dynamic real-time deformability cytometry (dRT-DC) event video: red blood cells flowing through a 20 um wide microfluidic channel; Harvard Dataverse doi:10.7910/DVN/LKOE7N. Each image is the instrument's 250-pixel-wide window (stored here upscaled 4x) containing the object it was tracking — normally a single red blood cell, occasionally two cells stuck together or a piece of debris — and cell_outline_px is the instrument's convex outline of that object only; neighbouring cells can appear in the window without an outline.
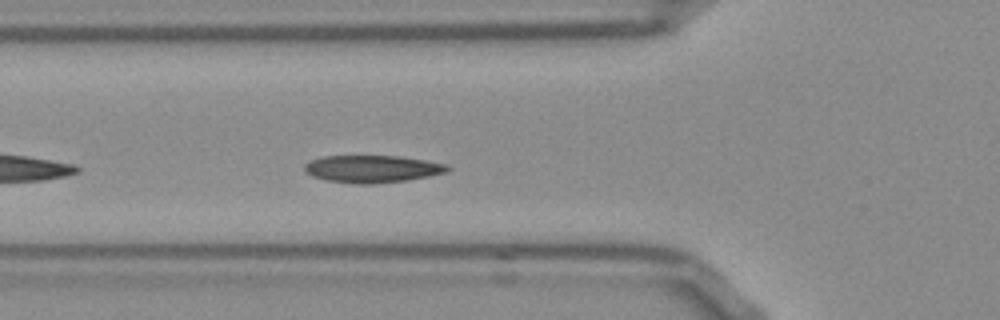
{"species": "Egyptian fruit bat (a non-hibernating species)", "species_latin": "Rousettus aegyptiacus", "temperature_condition": "room temperature", "stored_images_in_passage": 31, "camera_frame_rate_fps": 3000, "um_per_image_px": 0.085, "frame": {"image": 1, "passage_image": 5, "time_ms": 1.333, "image_size_px": [1000, 320], "cell_outline_px": [[452, 168], [448, 172], [408, 180], [372, 184], [356, 184], [328, 180], [312, 176], [304, 168], [304, 164], [312, 160], [324, 156], [400, 156], [448, 164]], "centroid_in_image_um": [31.69, 14.35], "position_along_channel_um": 94.1, "area_um2": 22.72}, "authors_computed_cell_mechanics": {"area_um2": 22.1374, "velocity_mm_per_s": 3.7854, "shape_relaxation_time_tau1_ms": 2.0691, "shape_relaxation_time_tau2_ms": 0.7707, "deformation_change_tau1": 0.1264, "deformation_change_tau2": 0.0609}}